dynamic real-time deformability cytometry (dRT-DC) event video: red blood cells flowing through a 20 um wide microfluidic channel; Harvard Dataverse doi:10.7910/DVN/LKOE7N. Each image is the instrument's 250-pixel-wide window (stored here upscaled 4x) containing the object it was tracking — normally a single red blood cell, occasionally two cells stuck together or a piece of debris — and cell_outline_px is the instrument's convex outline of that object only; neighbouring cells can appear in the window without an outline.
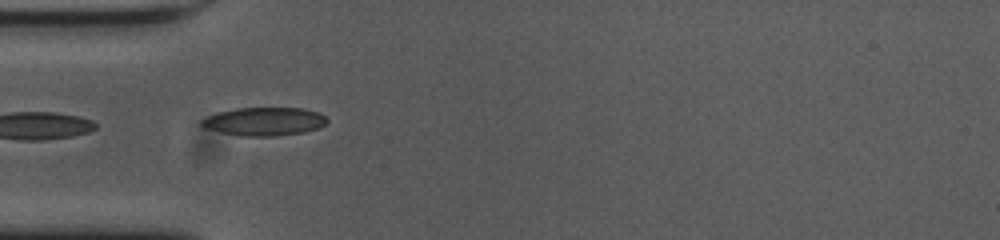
{"species": "common noctule bat (a hibernating species)", "species_latin": "Nyctalus noctula", "temperature_condition": "cold", "stored_images_in_passage": 3, "camera_frame_rate_fps": 3000, "um_per_image_px": 0.085, "animal": {"sex": "female", "body_mass_g": 23.0, "forearm_length_mm": 53.4}, "frame": {"image": 1, "passage_image": 1, "time_ms": 0.0, "image_size_px": [1000, 240], "cell_outline_px": [[328, 120], [324, 124], [316, 128], [304, 132], [276, 136], [240, 136], [204, 128], [200, 124], [200, 120], [216, 112], [236, 108], [304, 108], [316, 112], [324, 116]], "centroid_in_image_um": [22.41, 10.32], "position_along_channel_um": 62.6, "area_um2": 20.63}}